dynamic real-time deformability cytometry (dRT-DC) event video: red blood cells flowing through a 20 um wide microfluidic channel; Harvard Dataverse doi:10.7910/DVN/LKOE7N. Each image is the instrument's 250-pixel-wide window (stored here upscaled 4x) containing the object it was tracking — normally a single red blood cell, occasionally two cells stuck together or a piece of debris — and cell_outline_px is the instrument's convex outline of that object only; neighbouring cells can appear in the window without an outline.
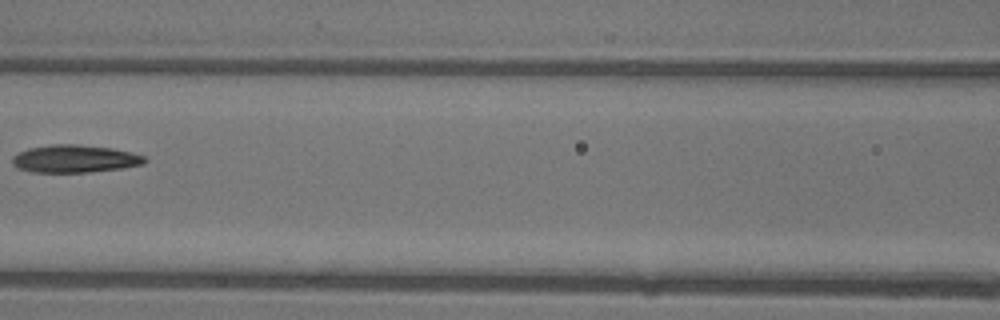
{"species": "common noctule bat (a hibernating species)", "species_latin": "Nyctalus noctula", "temperature_condition": "warm", "stored_images_in_passage": 3, "camera_frame_rate_fps": 3000, "um_per_image_px": 0.085, "animal": {"sex": "female"}, "frame": {"image": 1, "passage_image": 3, "time_ms": 0.667, "image_size_px": [1000, 320], "cell_outline_px": [[148, 160], [144, 164], [120, 168], [88, 172], [32, 172], [16, 168], [12, 164], [12, 156], [28, 148], [52, 144], [76, 144], [112, 148], [132, 152], [144, 156]], "centroid_in_image_um": [6.34, 13.49], "position_along_channel_um": 160.3, "area_um2": 21.39}}